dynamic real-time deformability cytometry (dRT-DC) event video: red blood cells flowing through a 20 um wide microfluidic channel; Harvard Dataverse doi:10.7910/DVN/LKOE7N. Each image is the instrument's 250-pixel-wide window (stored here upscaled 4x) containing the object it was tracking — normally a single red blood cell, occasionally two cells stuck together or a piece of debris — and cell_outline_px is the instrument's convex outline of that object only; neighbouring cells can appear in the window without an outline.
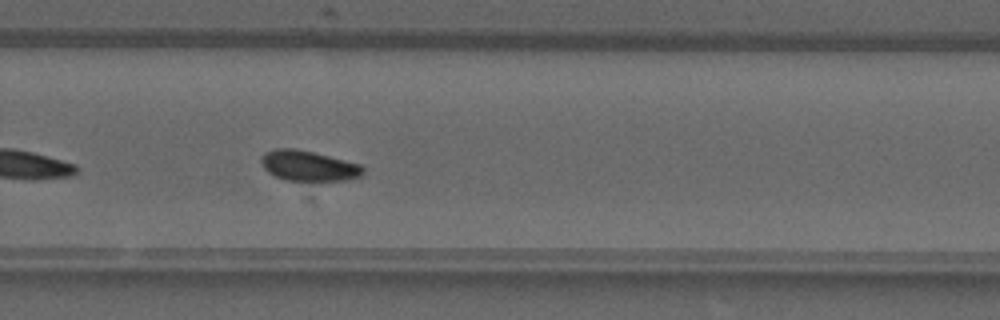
{"species": "common noctule bat (a hibernating species)", "species_latin": "Nyctalus noctula", "temperature_condition": "warm", "stored_images_in_passage": 35, "camera_frame_rate_fps": 3000, "um_per_image_px": 0.085, "animal": {"sex": "male", "forearm_length_mm": 52.5}, "frame": {"image": 1, "passage_image": 25, "time_ms": 8.0, "image_size_px": [1000, 320], "cell_outline_px": [[364, 176], [348, 180], [284, 180], [268, 172], [260, 164], [260, 156], [264, 152], [276, 148], [292, 148], [312, 152], [360, 164], [364, 168]], "centroid_in_image_um": [26.2, 14.09], "position_along_channel_um": 303.6, "area_um2": 18.03}}